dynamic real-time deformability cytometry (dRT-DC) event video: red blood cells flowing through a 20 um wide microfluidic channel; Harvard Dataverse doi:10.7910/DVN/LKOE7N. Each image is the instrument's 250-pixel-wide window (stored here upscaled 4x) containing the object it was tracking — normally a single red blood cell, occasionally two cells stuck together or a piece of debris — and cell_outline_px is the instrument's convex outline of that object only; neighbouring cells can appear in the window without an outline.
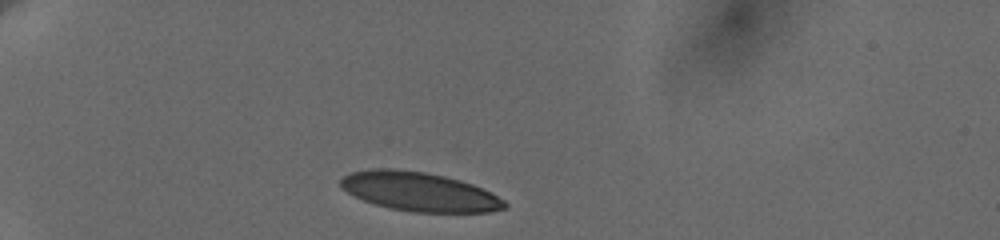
{"species": "human", "species_latin": "Homo sapiens", "temperature_condition": "cold", "stored_images_in_passage": 8, "camera_frame_rate_fps": 3000, "um_per_image_px": 0.085, "donor": {"sex": "female"}, "frame": {"image": 1, "passage_image": 1, "time_ms": 0.0, "image_size_px": [1000, 240], "cell_outline_px": [[508, 208], [488, 212], [412, 212], [388, 208], [352, 196], [340, 188], [340, 180], [344, 176], [352, 172], [372, 168], [388, 168], [424, 172], [444, 176], [460, 180], [472, 184], [504, 200], [508, 204]], "centroid_in_image_um": [35.6, 16.3], "position_along_channel_um": 49.4, "area_um2": 37.22}}
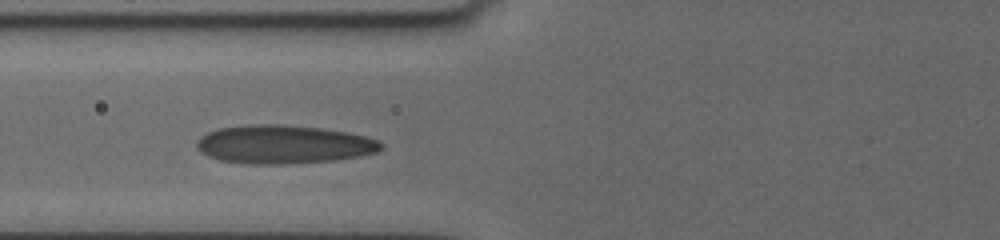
{"frame": {"image": 2, "passage_image": 6, "time_ms": 2.667, "image_size_px": [1000, 240], "cell_outline_px": [[384, 148], [376, 152], [356, 156], [332, 160], [284, 164], [248, 164], [220, 160], [208, 156], [200, 152], [196, 148], [196, 140], [200, 136], [208, 132], [220, 128], [252, 124], [280, 124], [324, 128], [348, 132], [364, 136], [376, 140], [384, 144]], "centroid_in_image_um": [24.07, 12.27], "position_along_channel_um": 101.7, "area_um2": 41.38}}
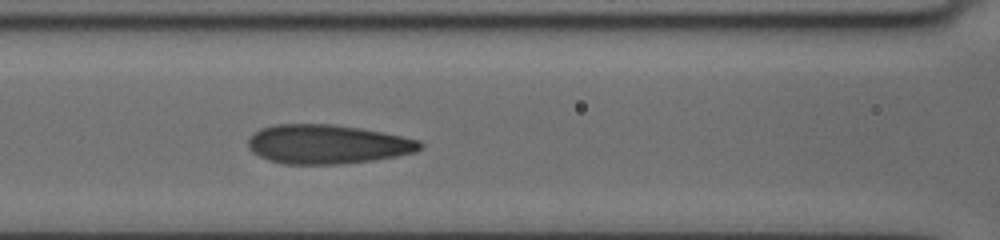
{"frame": {"image": 3, "passage_image": 8, "time_ms": 3.667, "image_size_px": [1000, 240], "cell_outline_px": [[424, 148], [416, 152], [396, 156], [372, 160], [340, 164], [284, 164], [268, 160], [252, 152], [248, 148], [248, 140], [260, 128], [272, 124], [332, 124], [360, 128], [420, 140], [424, 144]], "centroid_in_image_um": [27.83, 12.26], "position_along_channel_um": 138.8, "area_um2": 39.25}}